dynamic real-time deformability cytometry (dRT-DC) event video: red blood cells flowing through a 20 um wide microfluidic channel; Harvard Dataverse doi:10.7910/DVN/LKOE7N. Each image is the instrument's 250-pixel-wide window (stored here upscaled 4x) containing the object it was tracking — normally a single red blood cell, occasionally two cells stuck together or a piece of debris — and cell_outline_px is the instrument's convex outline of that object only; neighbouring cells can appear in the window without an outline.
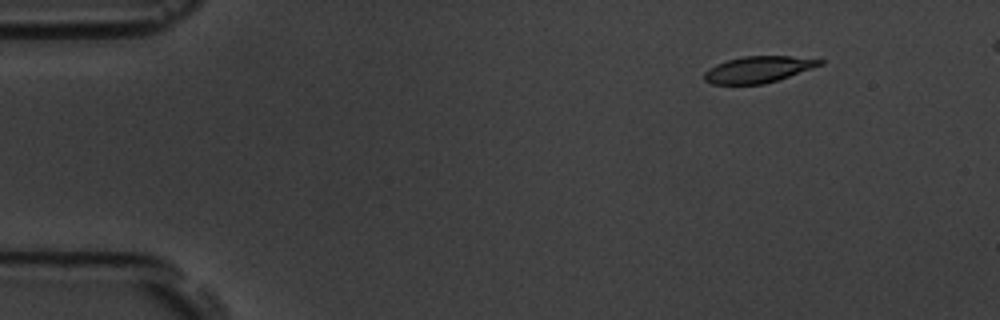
{"species": "common noctule bat (a hibernating species)", "species_latin": "Nyctalus noctula", "temperature_condition": "room temperature", "stored_images_in_passage": 8, "camera_frame_rate_fps": 3000, "um_per_image_px": 0.085, "animal": {"sex": "male", "body_mass_g": 19.5, "forearm_length_mm": 54.6}, "frame": {"image": 1, "passage_image": 3, "time_ms": 2.0, "image_size_px": [1000, 320], "cell_outline_px": [[824, 64], [764, 84], [712, 84], [704, 80], [704, 72], [708, 68], [716, 64], [728, 60], [744, 56], [792, 56], [824, 60]], "centroid_in_image_um": [64.43, 5.9], "position_along_channel_um": 20.6, "area_um2": 17.63}}
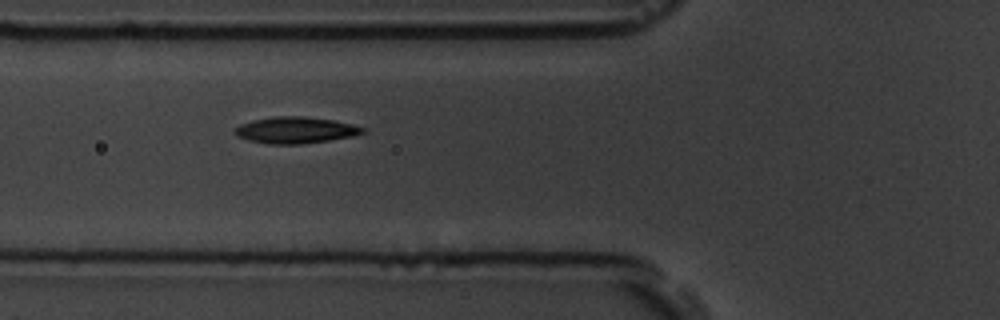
{"frame": {"image": 2, "passage_image": 7, "time_ms": 6.667, "image_size_px": [1000, 320], "cell_outline_px": [[368, 132], [352, 136], [328, 140], [300, 144], [268, 144], [248, 140], [236, 136], [232, 132], [240, 124], [252, 120], [272, 116], [304, 116], [332, 120], [352, 124], [368, 128]], "centroid_in_image_um": [25.12, 11.05], "position_along_channel_um": 100.7, "area_um2": 19.88}}
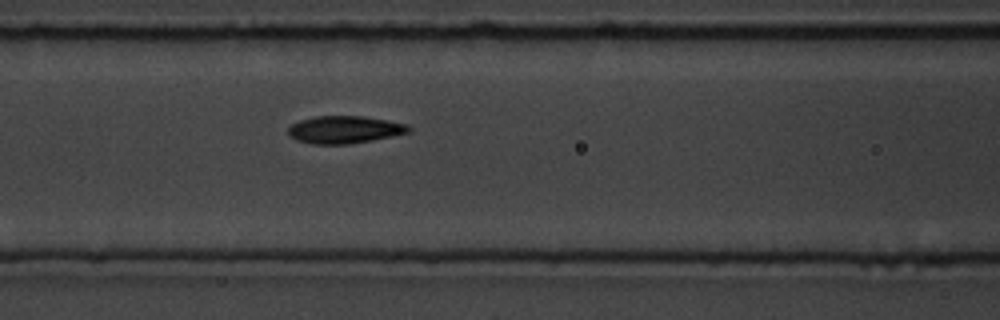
{"frame": {"image": 3, "passage_image": 8, "time_ms": 7.667, "image_size_px": [1000, 320], "cell_outline_px": [[412, 132], [372, 140], [348, 144], [312, 144], [296, 140], [288, 136], [288, 128], [292, 124], [300, 120], [316, 116], [360, 116], [388, 120], [408, 124], [412, 128]], "centroid_in_image_um": [29.3, 11.02], "position_along_channel_um": 137.3, "area_um2": 19.42}}